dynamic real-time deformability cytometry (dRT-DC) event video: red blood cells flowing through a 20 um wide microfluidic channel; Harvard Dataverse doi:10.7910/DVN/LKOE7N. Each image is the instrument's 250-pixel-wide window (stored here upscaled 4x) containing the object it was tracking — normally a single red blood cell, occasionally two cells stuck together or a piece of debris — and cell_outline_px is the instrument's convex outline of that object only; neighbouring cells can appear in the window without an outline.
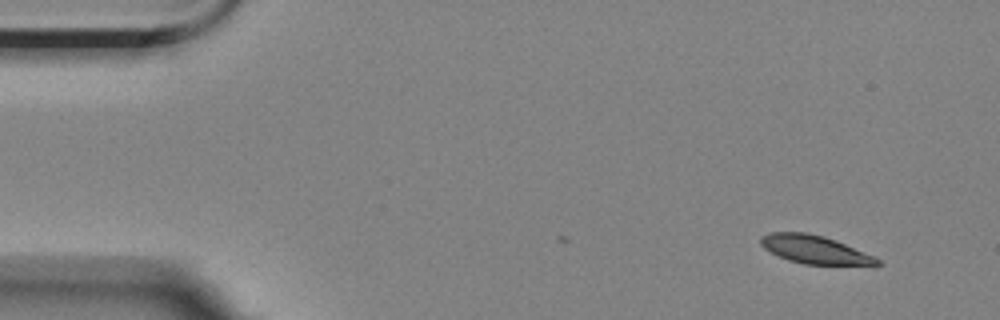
{"species": "Egyptian fruit bat (a non-hibernating species)", "species_latin": "Rousettus aegyptiacus", "temperature_condition": "room temperature", "stored_images_in_passage": 5, "camera_frame_rate_fps": 3000, "um_per_image_px": 0.085, "animal": {"sex": "female"}, "frame": {"image": 1, "passage_image": 5, "time_ms": 1.333, "image_size_px": [1000, 320], "cell_outline_px": [[884, 264], [876, 268], [804, 264], [788, 260], [764, 248], [760, 244], [760, 236], [768, 232], [808, 232], [824, 236], [836, 240], [872, 256], [880, 260]], "centroid_in_image_um": [69.37, 21.26], "position_along_channel_um": 15.6, "area_um2": 19.94}}